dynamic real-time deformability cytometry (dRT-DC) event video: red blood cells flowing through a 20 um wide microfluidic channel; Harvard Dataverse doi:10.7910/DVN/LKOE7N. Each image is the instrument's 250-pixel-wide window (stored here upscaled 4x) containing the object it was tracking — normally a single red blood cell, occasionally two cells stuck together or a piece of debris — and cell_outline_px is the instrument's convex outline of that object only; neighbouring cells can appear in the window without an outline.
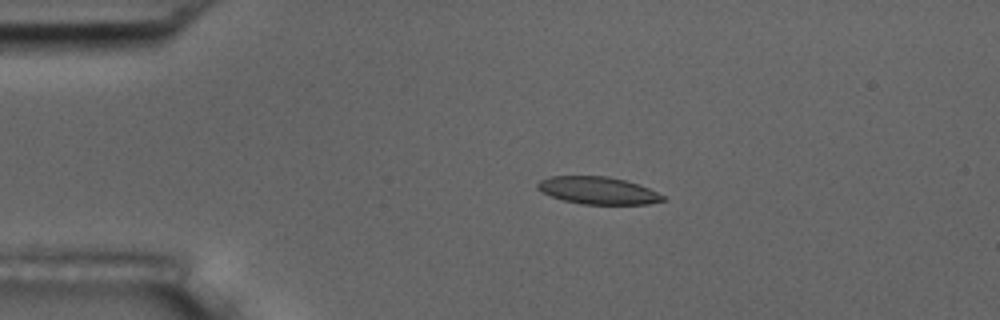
{"species": "common noctule bat (a hibernating species)", "species_latin": "Nyctalus noctula", "temperature_condition": "room temperature", "stored_images_in_passage": 14, "camera_frame_rate_fps": 3000, "um_per_image_px": 0.085, "animal": {"sex": "male", "body_mass_g": 17.5, "forearm_length_mm": 52.3}, "frame": {"image": 1, "passage_image": 3, "time_ms": 2.333, "image_size_px": [1000, 320], "cell_outline_px": [[668, 200], [648, 204], [580, 204], [564, 200], [552, 196], [536, 188], [536, 184], [540, 180], [548, 176], [608, 176], [640, 184], [664, 196]], "centroid_in_image_um": [50.84, 16.19], "position_along_channel_um": 34.2, "area_um2": 20.0}}
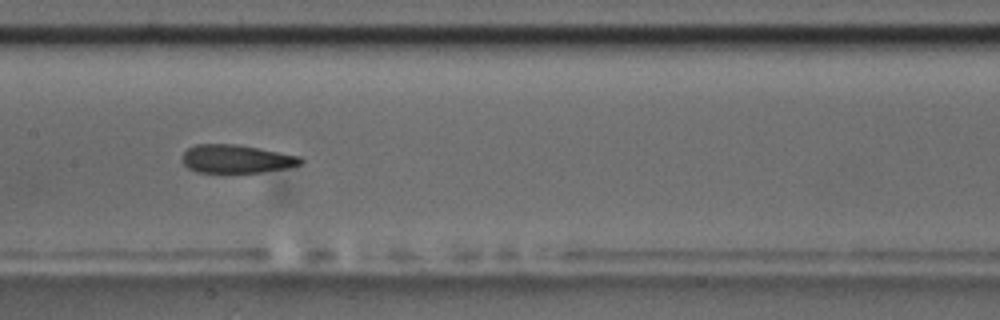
{"frame": {"image": 2, "passage_image": 7, "time_ms": 7.667, "image_size_px": [1000, 320], "cell_outline_px": [[304, 164], [284, 168], [260, 172], [196, 172], [188, 168], [180, 160], [180, 156], [188, 148], [196, 144], [236, 144], [260, 148], [300, 156], [304, 160]], "centroid_in_image_um": [20.07, 13.5], "position_along_channel_um": 187.3, "area_um2": 19.65}}
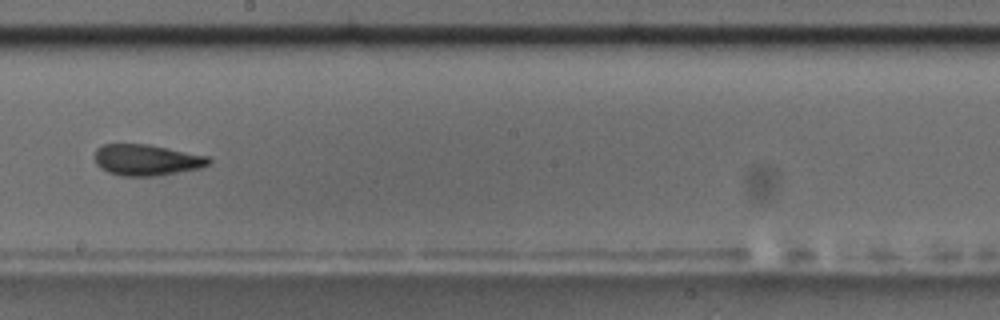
{"frame": {"image": 3, "passage_image": 8, "time_ms": 9.0, "image_size_px": [1000, 320], "cell_outline_px": [[212, 160], [208, 164], [200, 168], [160, 176], [124, 176], [108, 172], [100, 168], [96, 164], [92, 156], [96, 148], [104, 144], [148, 144], [208, 156]], "centroid_in_image_um": [12.42, 13.6], "position_along_channel_um": 235.8, "area_um2": 20.92}, "authors_computed_cell_mechanics": {"area_um2": 20.1144, "velocity_mm_per_s": 3.6519, "shape_relaxation_time_tau1_ms": 5.801, "shape_relaxation_time_tau2_ms": 1.8354, "deformation_change_tau1": 0.1752, "deformation_change_tau2": 0.0927}}